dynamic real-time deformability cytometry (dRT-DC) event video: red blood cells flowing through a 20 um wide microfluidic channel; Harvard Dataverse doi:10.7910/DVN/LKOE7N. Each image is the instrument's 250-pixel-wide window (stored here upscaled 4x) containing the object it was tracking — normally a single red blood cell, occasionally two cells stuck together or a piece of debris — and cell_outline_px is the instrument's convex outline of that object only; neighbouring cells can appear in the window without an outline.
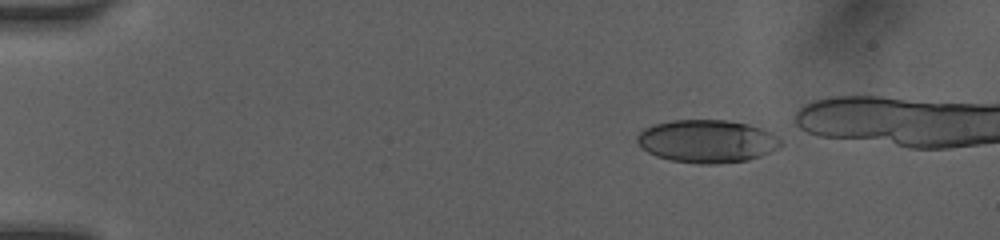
{"species": "human", "species_latin": "Homo sapiens", "temperature_condition": "room temperature", "stored_images_in_passage": 16, "camera_frame_rate_fps": 3000, "um_per_image_px": 0.085, "donor": {"sex": "female"}, "frame": {"image": 1, "passage_image": 1, "time_ms": 0.0, "image_size_px": [1000, 240], "cell_outline_px": [[784, 144], [760, 156], [748, 160], [716, 164], [696, 164], [672, 160], [656, 156], [648, 152], [636, 140], [636, 136], [644, 128], [652, 124], [672, 120], [724, 120], [748, 124], [760, 128], [776, 136]], "centroid_in_image_um": [60.07, 12.0], "position_along_channel_um": 24.9, "area_um2": 35.72}}
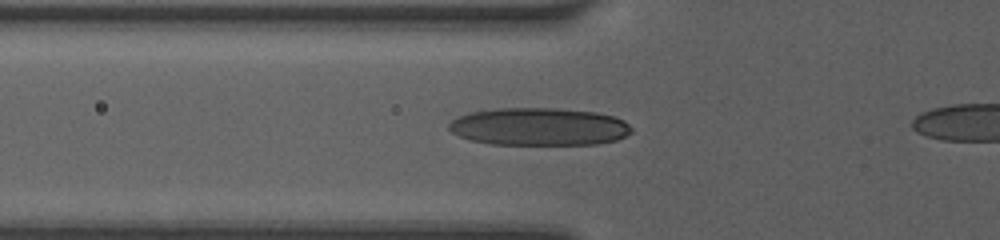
{"frame": {"image": 2, "passage_image": 12, "time_ms": 3.667, "image_size_px": [1000, 240], "cell_outline_px": [[632, 132], [616, 140], [596, 144], [492, 144], [468, 140], [452, 132], [448, 128], [448, 124], [452, 120], [468, 112], [496, 108], [560, 108], [596, 112], [616, 116], [624, 120], [632, 128]], "centroid_in_image_um": [45.82, 10.76], "position_along_channel_um": 80.0, "area_um2": 40.34}}
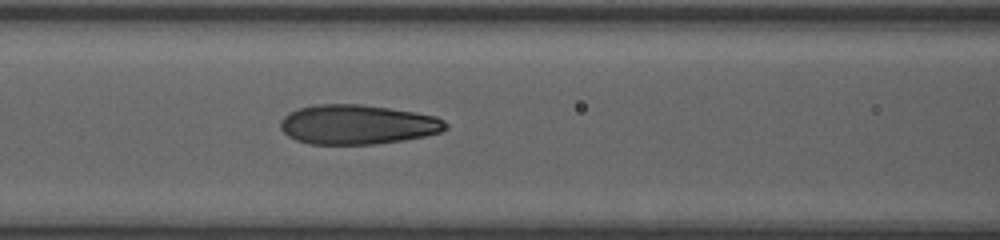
{"frame": {"image": 3, "passage_image": 16, "time_ms": 5.0, "image_size_px": [1000, 240], "cell_outline_px": [[448, 128], [440, 132], [424, 136], [404, 140], [376, 144], [312, 144], [296, 140], [288, 136], [280, 128], [280, 120], [288, 112], [312, 104], [360, 104], [416, 112], [436, 116], [444, 120], [448, 124]], "centroid_in_image_um": [30.38, 10.58], "position_along_channel_um": 136.2, "area_um2": 38.26}}